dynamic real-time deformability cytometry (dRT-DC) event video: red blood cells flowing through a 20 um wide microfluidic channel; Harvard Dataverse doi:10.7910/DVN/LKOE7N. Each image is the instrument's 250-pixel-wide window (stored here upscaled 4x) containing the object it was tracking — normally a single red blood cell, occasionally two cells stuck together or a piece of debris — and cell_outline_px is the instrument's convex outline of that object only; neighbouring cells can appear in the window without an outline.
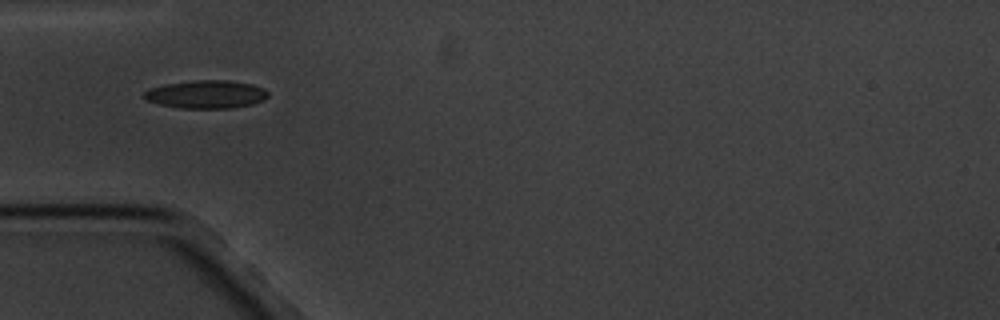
{"species": "common noctule bat (a hibernating species)", "species_latin": "Nyctalus noctula", "temperature_condition": "cold", "stored_images_in_passage": 3, "camera_frame_rate_fps": 3000, "um_per_image_px": 0.085, "animal": {"sex": "male", "body_mass_g": 20.1, "forearm_length_mm": 53.5}, "frame": {"image": 1, "passage_image": 1, "time_ms": 0.0, "image_size_px": [1000, 320], "cell_outline_px": [[268, 96], [264, 100], [252, 104], [232, 108], [180, 108], [156, 104], [144, 100], [140, 96], [144, 92], [152, 88], [164, 84], [196, 80], [228, 80], [252, 84], [264, 88], [268, 92]], "centroid_in_image_um": [17.49, 8.02], "position_along_channel_um": 67.5, "area_um2": 20.52}}
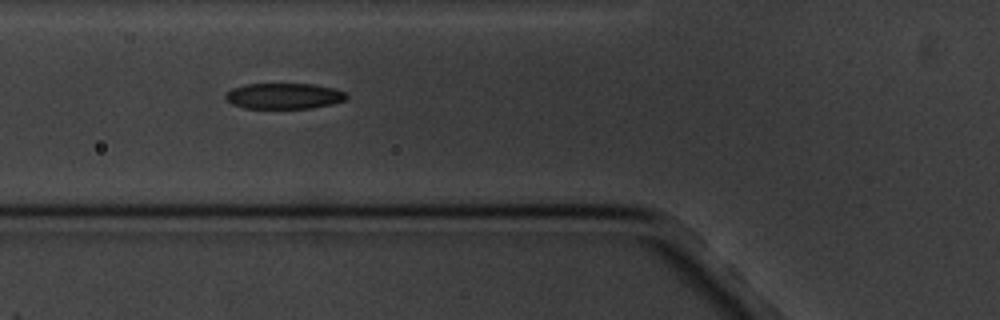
{"frame": {"image": 2, "passage_image": 2, "time_ms": 1.0, "image_size_px": [1000, 320], "cell_outline_px": [[348, 96], [344, 100], [332, 104], [312, 108], [244, 108], [232, 104], [224, 96], [232, 88], [244, 84], [312, 84], [332, 88], [344, 92]], "centroid_in_image_um": [24.12, 8.16], "position_along_channel_um": 101.7, "area_um2": 18.03}}
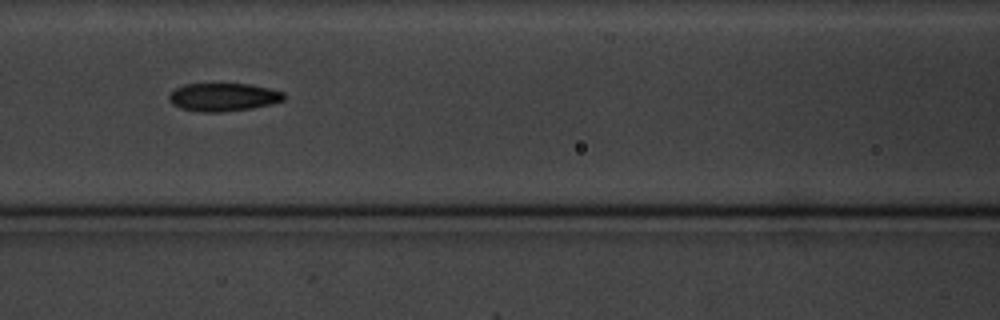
{"frame": {"image": 3, "passage_image": 3, "time_ms": 2.333, "image_size_px": [1000, 320], "cell_outline_px": [[284, 100], [272, 104], [252, 108], [224, 112], [200, 112], [180, 108], [172, 104], [168, 100], [168, 96], [176, 88], [184, 84], [252, 84], [284, 92]], "centroid_in_image_um": [18.97, 8.26], "position_along_channel_um": 147.6, "area_um2": 18.9}}